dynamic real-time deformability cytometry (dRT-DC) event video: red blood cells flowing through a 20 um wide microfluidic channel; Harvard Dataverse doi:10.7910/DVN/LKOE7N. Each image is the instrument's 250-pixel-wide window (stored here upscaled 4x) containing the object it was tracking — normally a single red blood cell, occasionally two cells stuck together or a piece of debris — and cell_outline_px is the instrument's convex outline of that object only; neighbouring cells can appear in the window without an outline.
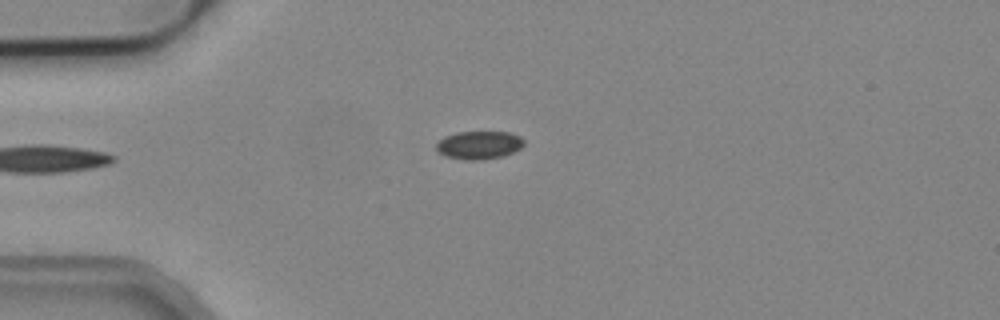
{"species": "common noctule bat (a hibernating species)", "species_latin": "Nyctalus noctula", "temperature_condition": "cold", "stored_images_in_passage": 4, "camera_frame_rate_fps": 3000, "um_per_image_px": 0.085, "animal": {"sex": "male", "body_mass_g": 19.2, "forearm_length_mm": 51.8}, "frame": {"image": 1, "passage_image": 4, "time_ms": 1.0, "image_size_px": [1000, 320], "cell_outline_px": [[524, 144], [520, 148], [504, 156], [480, 160], [468, 160], [444, 156], [436, 148], [436, 144], [444, 136], [456, 132], [508, 132], [520, 136], [524, 140]], "centroid_in_image_um": [40.72, 12.33], "position_along_channel_um": 44.3, "area_um2": 14.33}}